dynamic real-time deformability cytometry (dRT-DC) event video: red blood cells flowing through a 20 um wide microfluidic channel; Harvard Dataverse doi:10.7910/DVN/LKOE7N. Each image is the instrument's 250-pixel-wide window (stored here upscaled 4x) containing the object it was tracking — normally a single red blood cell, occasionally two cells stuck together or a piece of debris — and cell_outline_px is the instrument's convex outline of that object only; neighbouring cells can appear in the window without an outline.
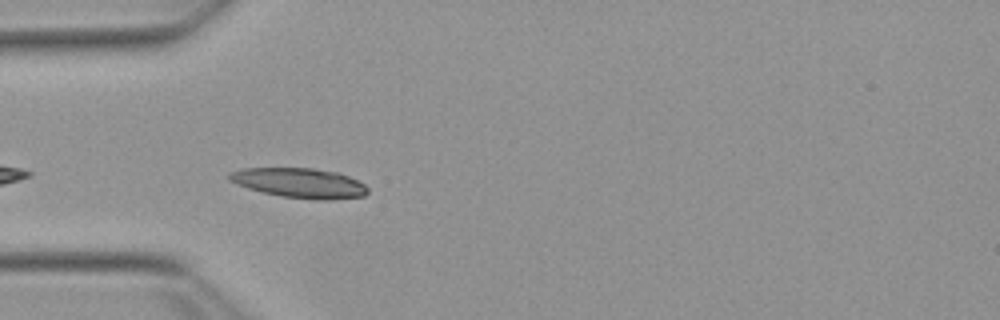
{"species": "Egyptian fruit bat (a non-hibernating species)", "species_latin": "Rousettus aegyptiacus", "temperature_condition": "warm", "stored_images_in_passage": 37, "camera_frame_rate_fps": 3000, "um_per_image_px": 0.085, "animal": {"sex": "female"}, "frame": {"image": 1, "passage_image": 1, "time_ms": 0.0, "image_size_px": [1000, 320], "cell_outline_px": [[368, 192], [364, 196], [332, 200], [316, 200], [280, 196], [248, 188], [236, 184], [228, 180], [224, 176], [228, 172], [244, 168], [312, 168], [340, 172], [364, 184], [368, 188]], "centroid_in_image_um": [25.44, 15.55], "position_along_channel_um": 59.6, "area_um2": 24.33}}
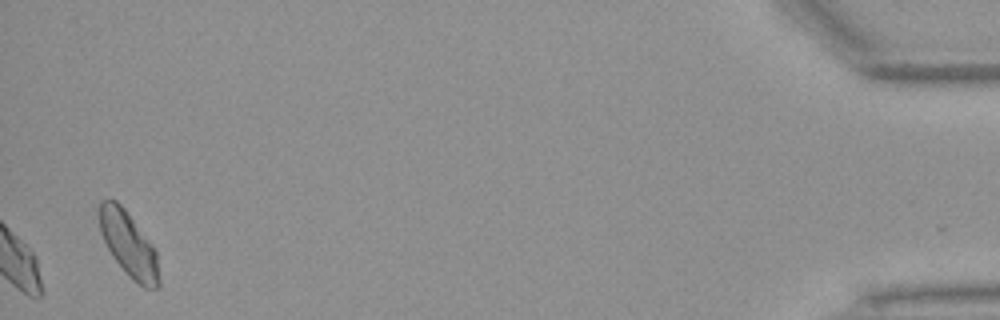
{"frame": {"image": 2, "passage_image": 37, "time_ms": 12.0, "image_size_px": [1000, 320], "cell_outline_px": [[160, 288], [144, 288], [132, 280], [128, 276], [112, 256], [100, 232], [100, 200], [116, 200], [124, 208], [156, 248], [160, 280]], "centroid_in_image_um": [10.98, 20.81], "position_along_channel_um": 424.2, "area_um2": 22.6}, "authors_computed_cell_mechanics": {"area_um2": 21.7328, "velocity_mm_per_s": 3.7792, "shape_relaxation_time_tau1_ms": 2.7893, "shape_relaxation_time_tau2_ms": null, "deformation_change_tau1": 0.0882, "deformation_change_tau2": null}}